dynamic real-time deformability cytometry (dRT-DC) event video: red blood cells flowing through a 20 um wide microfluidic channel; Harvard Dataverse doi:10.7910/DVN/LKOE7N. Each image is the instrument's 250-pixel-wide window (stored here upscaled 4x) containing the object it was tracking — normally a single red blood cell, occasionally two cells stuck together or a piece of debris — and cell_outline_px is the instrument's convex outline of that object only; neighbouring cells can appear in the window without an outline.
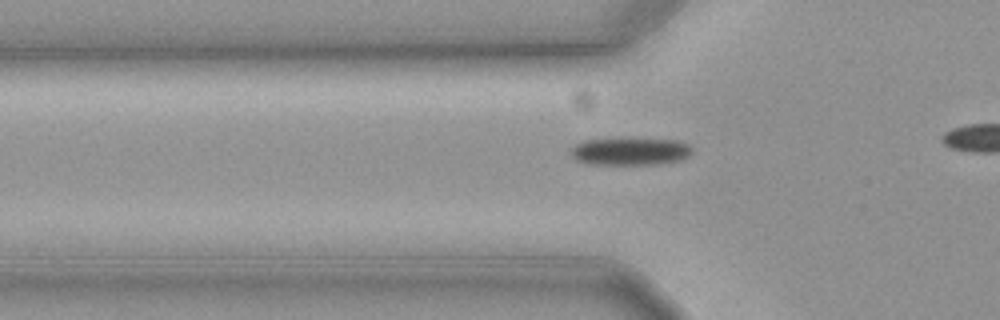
{"species": "common noctule bat (a hibernating species)", "species_latin": "Nyctalus noctula", "temperature_condition": "cold", "stored_images_in_passage": 30, "camera_frame_rate_fps": 3000, "um_per_image_px": 0.085, "animal": {"sex": "female", "body_mass_g": 19.3, "forearm_length_mm": 54.1}, "frame": {"image": 1, "passage_image": 3, "time_ms": 0.667, "image_size_px": [1000, 320], "cell_outline_px": [[692, 152], [688, 156], [680, 160], [656, 164], [592, 164], [576, 160], [572, 156], [572, 148], [576, 144], [584, 140], [620, 136], [676, 140], [688, 144], [692, 148]], "centroid_in_image_um": [53.56, 12.82], "position_along_channel_um": 72.2, "area_um2": 20.11}}
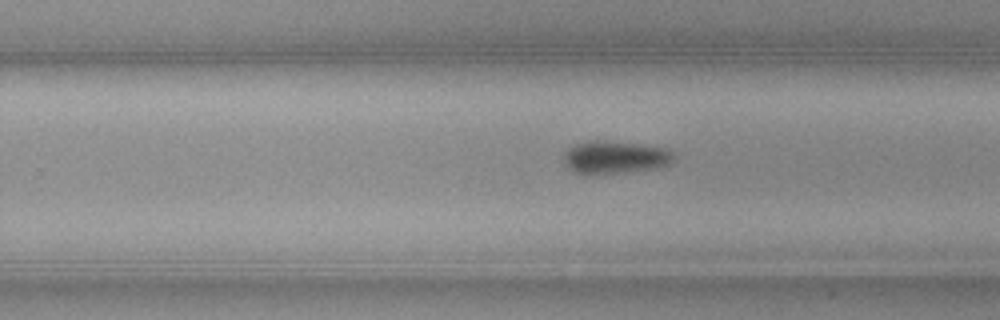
{"frame": {"image": 2, "passage_image": 20, "time_ms": 6.333, "image_size_px": [1000, 320], "cell_outline_px": [[676, 160], [672, 164], [656, 168], [616, 172], [576, 172], [568, 168], [564, 160], [564, 152], [568, 148], [576, 144], [592, 140], [604, 140], [640, 144], [664, 148], [676, 152]], "centroid_in_image_um": [52.36, 13.33], "position_along_channel_um": 277.4, "area_um2": 20.69}}
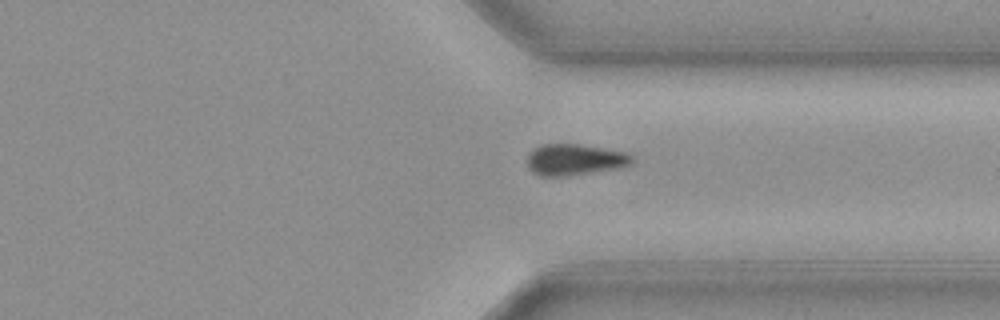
{"frame": {"image": 3, "passage_image": 27, "time_ms": 8.667, "image_size_px": [1000, 320], "cell_outline_px": [[636, 156], [632, 164], [620, 168], [564, 176], [540, 176], [532, 172], [528, 168], [528, 152], [532, 148], [540, 144], [580, 144], [628, 152]], "centroid_in_image_um": [48.88, 13.56], "position_along_channel_um": 362.5, "area_um2": 19.48}}